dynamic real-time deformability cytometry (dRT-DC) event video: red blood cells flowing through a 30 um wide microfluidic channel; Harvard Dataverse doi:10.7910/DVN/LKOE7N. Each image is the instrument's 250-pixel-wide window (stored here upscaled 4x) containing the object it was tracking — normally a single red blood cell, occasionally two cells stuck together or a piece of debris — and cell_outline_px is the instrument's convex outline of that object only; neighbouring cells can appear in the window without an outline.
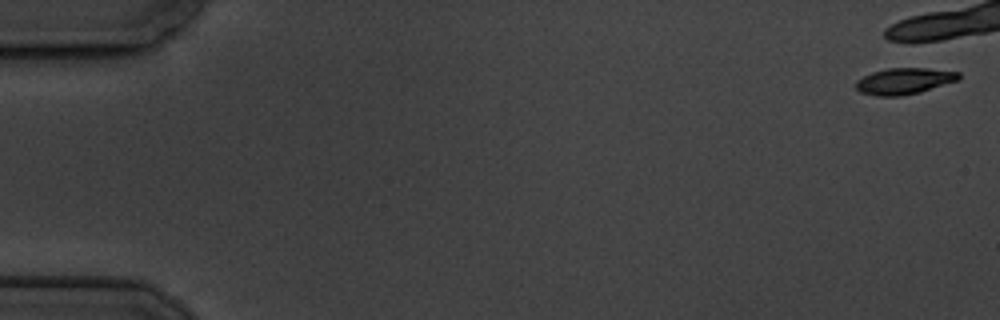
{"species": "common noctule bat (a hibernating species)", "species_latin": "Nyctalus noctula", "temperature_condition": "cold", "stored_images_in_passage": 2, "camera_frame_rate_fps": 3000, "um_per_image_px": 0.085, "animal": {"sex": "male", "body_mass_g": 19.5, "forearm_length_mm": 54.6}, "frame": {"image": 1, "passage_image": 1, "time_ms": 0.0, "image_size_px": [1000, 320], "cell_outline_px": [[960, 80], [920, 92], [900, 96], [876, 96], [860, 92], [856, 88], [856, 80], [872, 72], [888, 68], [928, 68], [960, 72]], "centroid_in_image_um": [76.87, 6.89], "position_along_channel_um": 8.1, "area_um2": 15.84}}